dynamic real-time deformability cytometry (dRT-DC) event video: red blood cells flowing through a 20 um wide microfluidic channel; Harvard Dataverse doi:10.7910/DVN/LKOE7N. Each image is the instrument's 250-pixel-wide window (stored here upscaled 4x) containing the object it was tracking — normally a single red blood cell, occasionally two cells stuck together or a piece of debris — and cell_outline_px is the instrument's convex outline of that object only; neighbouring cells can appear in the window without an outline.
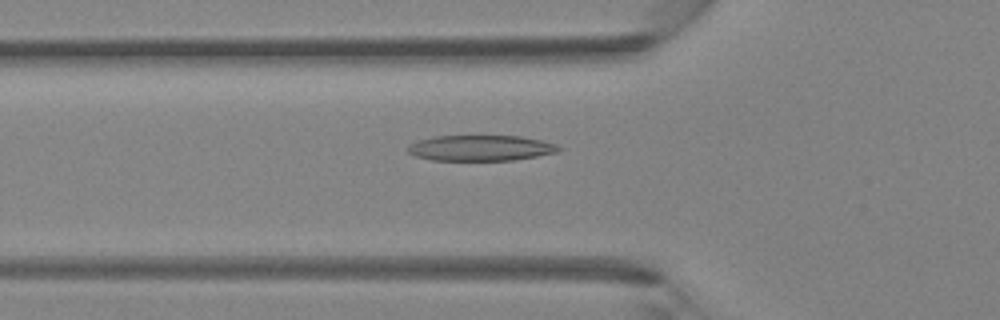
{"species": "Egyptian fruit bat (a non-hibernating species)", "species_latin": "Rousettus aegyptiacus", "temperature_condition": "room temperature", "stored_images_in_passage": 42, "camera_frame_rate_fps": 3000, "um_per_image_px": 0.085, "animal": {"sex": "female"}, "frame": {"image": 1, "passage_image": 14, "time_ms": 4.333, "image_size_px": [1000, 320], "cell_outline_px": [[564, 148], [560, 152], [512, 160], [432, 160], [416, 156], [408, 152], [404, 148], [408, 144], [420, 140], [436, 136], [520, 136], [544, 140], [556, 144]], "centroid_in_image_um": [40.89, 12.58], "position_along_channel_um": 84.9, "area_um2": 22.72}}
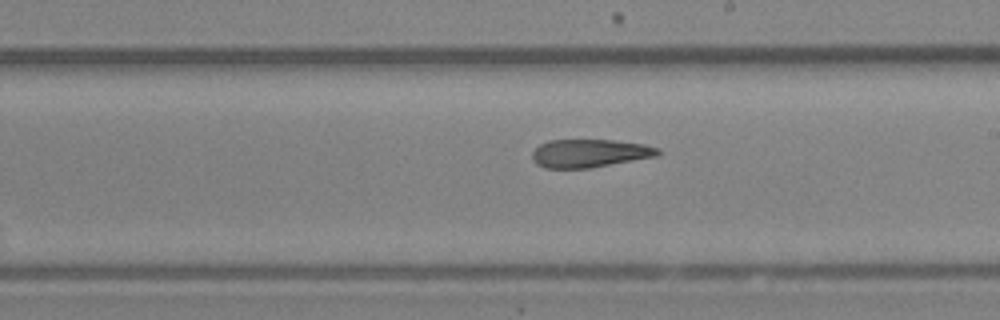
{"frame": {"image": 2, "passage_image": 24, "time_ms": 7.667, "image_size_px": [1000, 320], "cell_outline_px": [[660, 152], [656, 156], [588, 168], [544, 168], [536, 164], [532, 160], [532, 152], [540, 144], [548, 140], [612, 140], [644, 144], [660, 148]], "centroid_in_image_um": [50.08, 13.02], "position_along_channel_um": 238.9, "area_um2": 20.52}}
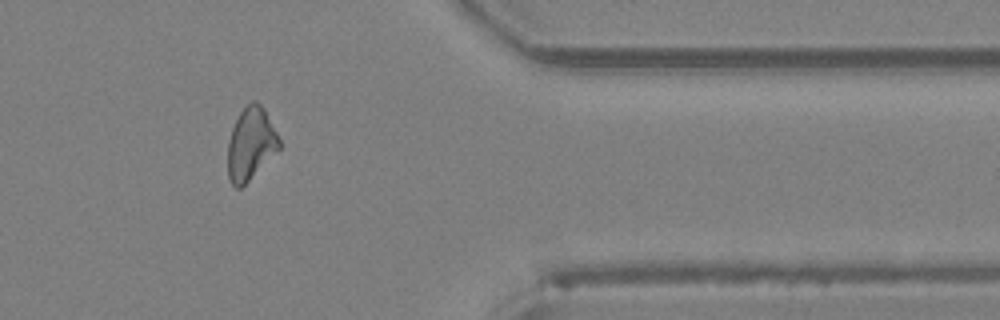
{"frame": {"image": 3, "passage_image": 35, "time_ms": 11.333, "image_size_px": [1000, 320], "cell_outline_px": [[280, 148], [240, 188], [236, 188], [232, 184], [228, 176], [228, 140], [232, 128], [240, 112], [252, 100], [256, 100], [264, 108], [280, 140]], "centroid_in_image_um": [21.3, 12.2], "position_along_channel_um": 390.1, "area_um2": 21.33}}